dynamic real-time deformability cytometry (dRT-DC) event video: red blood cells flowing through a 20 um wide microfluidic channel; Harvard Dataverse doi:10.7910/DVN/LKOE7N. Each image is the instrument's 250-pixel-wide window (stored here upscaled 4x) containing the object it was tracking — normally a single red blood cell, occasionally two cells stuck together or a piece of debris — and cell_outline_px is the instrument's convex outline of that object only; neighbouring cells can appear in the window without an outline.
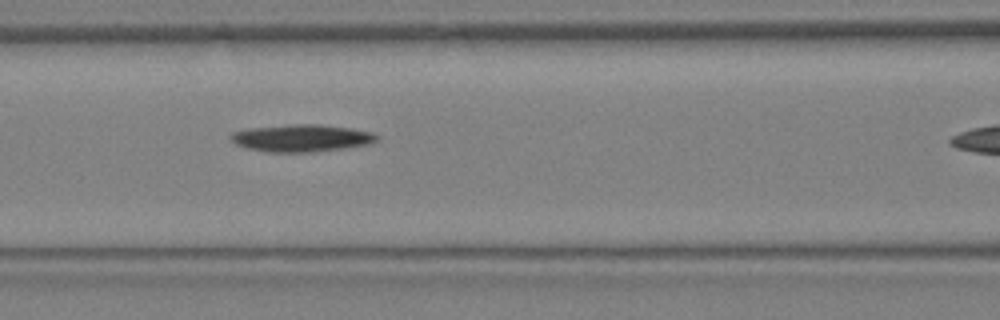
{"species": "Egyptian fruit bat (a non-hibernating species)", "species_latin": "Rousettus aegyptiacus", "temperature_condition": "warm", "stored_images_in_passage": 9, "segment_of_instrument_passage": [1, 2], "camera_frame_rate_fps": 3000, "um_per_image_px": 0.085, "animal": {"sex": "female"}, "frame": {"image": 1, "passage_image": 8, "time_ms": 2.333, "image_size_px": [1000, 320], "cell_outline_px": [[380, 140], [372, 144], [348, 148], [312, 152], [268, 152], [244, 148], [236, 144], [228, 136], [232, 132], [248, 128], [292, 124], [320, 124], [352, 128], [372, 132], [380, 136]], "centroid_in_image_um": [25.68, 11.74], "position_along_channel_um": 140.9, "area_um2": 23.7}}